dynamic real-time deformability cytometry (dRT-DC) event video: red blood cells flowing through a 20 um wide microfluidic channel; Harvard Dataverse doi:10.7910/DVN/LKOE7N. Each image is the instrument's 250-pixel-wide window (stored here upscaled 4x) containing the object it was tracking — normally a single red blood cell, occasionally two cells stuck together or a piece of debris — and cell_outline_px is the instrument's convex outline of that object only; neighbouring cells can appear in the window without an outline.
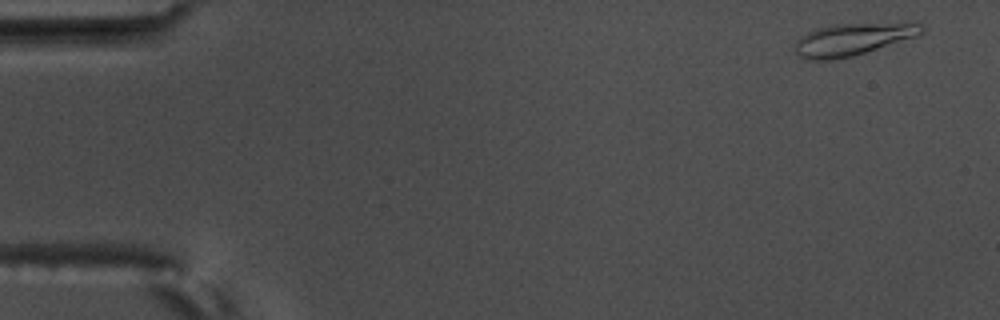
{"species": "common noctule bat (a hibernating species)", "species_latin": "Nyctalus noctula", "temperature_condition": "warm", "stored_images_in_passage": 5, "camera_frame_rate_fps": 3000, "um_per_image_px": 0.085, "animal": {"sex": "male", "body_mass_g": 17.5, "forearm_length_mm": 52.3}, "frame": {"image": 1, "passage_image": 1, "time_ms": 0.0, "image_size_px": [1000, 320], "cell_outline_px": [[924, 32], [916, 36], [852, 56], [828, 60], [808, 60], [800, 56], [792, 48], [796, 40], [800, 36], [808, 32], [820, 28], [836, 24], [920, 24], [924, 28]], "centroid_in_image_um": [72.37, 3.36], "position_along_channel_um": 12.6, "area_um2": 23.06}}
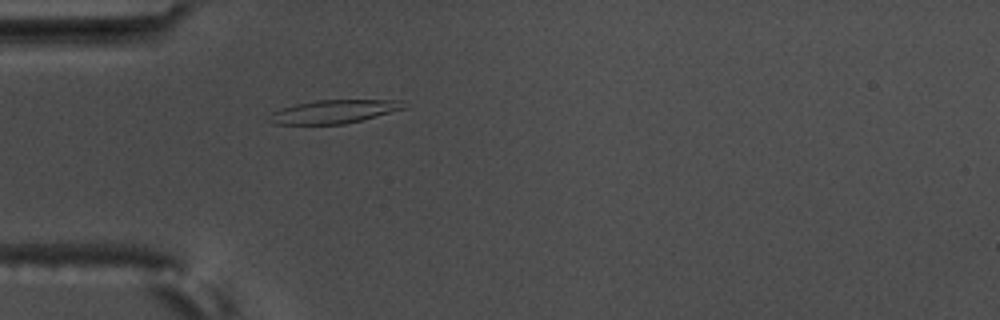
{"frame": {"image": 2, "passage_image": 5, "time_ms": 1.333, "image_size_px": [1000, 320], "cell_outline_px": [[408, 108], [344, 124], [272, 124], [268, 120], [272, 112], [280, 108], [296, 104], [316, 100], [400, 100]], "centroid_in_image_um": [28.36, 9.48], "position_along_channel_um": 56.6, "area_um2": 18.26}}